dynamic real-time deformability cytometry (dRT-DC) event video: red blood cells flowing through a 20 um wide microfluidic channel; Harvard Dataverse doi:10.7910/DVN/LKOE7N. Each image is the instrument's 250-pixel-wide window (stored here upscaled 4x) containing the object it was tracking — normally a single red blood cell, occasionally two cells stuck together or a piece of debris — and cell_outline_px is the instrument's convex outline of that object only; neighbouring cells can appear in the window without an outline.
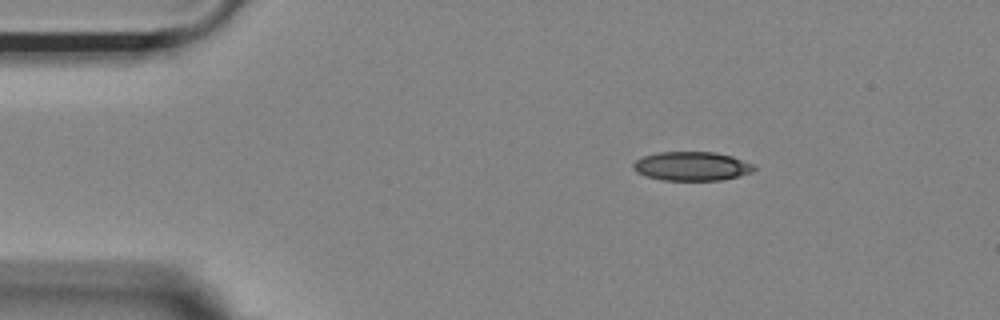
{"species": "Egyptian fruit bat (a non-hibernating species)", "species_latin": "Rousettus aegyptiacus", "temperature_condition": "room temperature", "stored_images_in_passage": 46, "camera_frame_rate_fps": 3000, "um_per_image_px": 0.085, "animal": {"sex": "female"}, "frame": {"image": 1, "passage_image": 1, "time_ms": 0.0, "image_size_px": [1000, 320], "cell_outline_px": [[756, 168], [752, 172], [720, 180], [664, 180], [644, 176], [636, 172], [632, 168], [632, 164], [636, 160], [644, 156], [656, 152], [716, 152], [732, 156], [756, 164]], "centroid_in_image_um": [58.79, 14.12], "position_along_channel_um": 26.2, "area_um2": 20.52}}
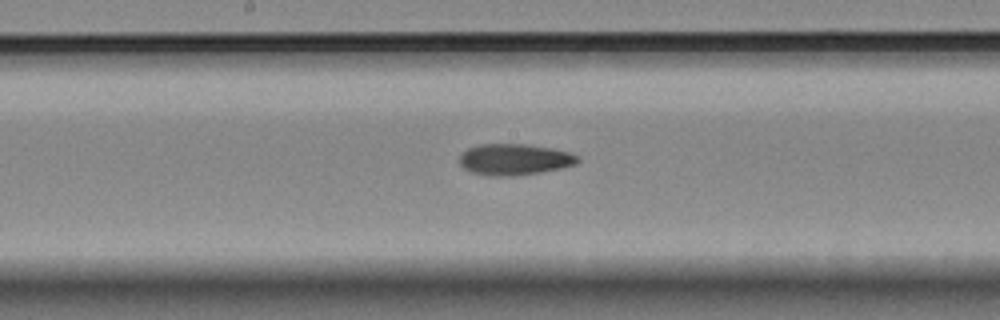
{"frame": {"image": 2, "passage_image": 20, "time_ms": 6.333, "image_size_px": [1000, 320], "cell_outline_px": [[580, 160], [576, 164], [560, 168], [540, 172], [512, 176], [492, 176], [472, 172], [464, 168], [460, 164], [460, 156], [468, 148], [480, 144], [528, 144], [552, 148], [568, 152], [580, 156]], "centroid_in_image_um": [43.75, 13.55], "position_along_channel_um": 204.4, "area_um2": 21.44}}
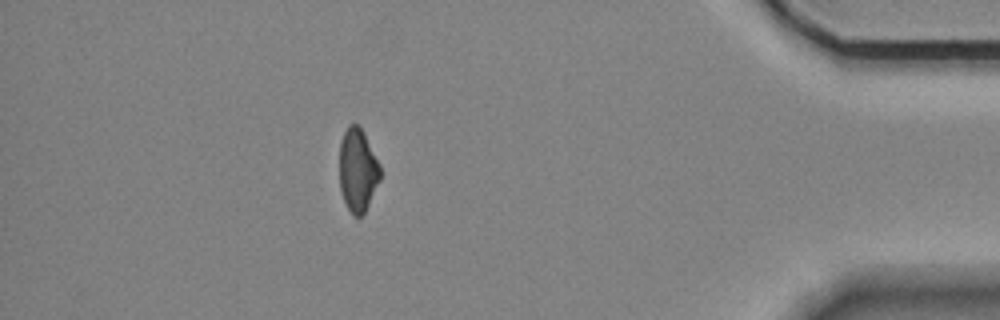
{"frame": {"image": 3, "passage_image": 40, "time_ms": 13.0, "image_size_px": [1000, 320], "cell_outline_px": [[380, 180], [364, 212], [360, 216], [352, 216], [344, 200], [340, 188], [340, 144], [344, 132], [348, 124], [360, 124], [380, 164]], "centroid_in_image_um": [30.41, 14.42], "position_along_channel_um": 404.8, "area_um2": 19.71}, "authors_computed_cell_mechanics": {"area_um2": 21.0392, "velocity_mm_per_s": 3.698, "shape_relaxation_time_tau1_ms": null, "shape_relaxation_time_tau2_ms": 4.4696, "deformation_change_tau1": null, "deformation_change_tau2": 0.107}}